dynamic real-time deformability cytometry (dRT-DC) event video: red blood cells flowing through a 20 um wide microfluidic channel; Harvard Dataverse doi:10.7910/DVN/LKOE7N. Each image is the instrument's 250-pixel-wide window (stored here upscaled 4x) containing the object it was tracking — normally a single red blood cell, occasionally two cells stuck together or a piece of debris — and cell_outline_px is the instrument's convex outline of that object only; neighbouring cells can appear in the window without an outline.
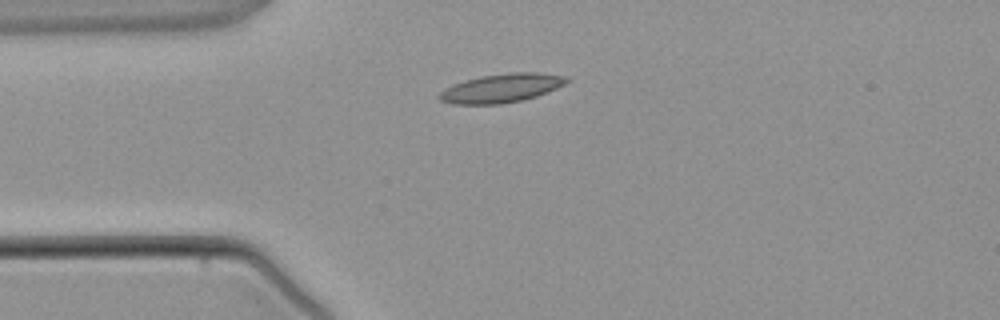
{"species": "common noctule bat (a hibernating species)", "species_latin": "Nyctalus noctula", "temperature_condition": "warm", "stored_images_in_passage": 2, "camera_frame_rate_fps": 3000, "um_per_image_px": 0.085, "animal": {"sex": "male", "body_mass_g": 21.5, "forearm_length_mm": 52.0}, "frame": {"image": 1, "passage_image": 1, "time_ms": 0.0, "image_size_px": [1000, 320], "cell_outline_px": [[572, 80], [548, 92], [524, 100], [500, 104], [452, 104], [440, 100], [436, 96], [444, 88], [452, 84], [480, 76], [512, 72], [536, 72], [568, 76]], "centroid_in_image_um": [42.63, 7.49], "position_along_channel_um": 42.4, "area_um2": 21.56}}
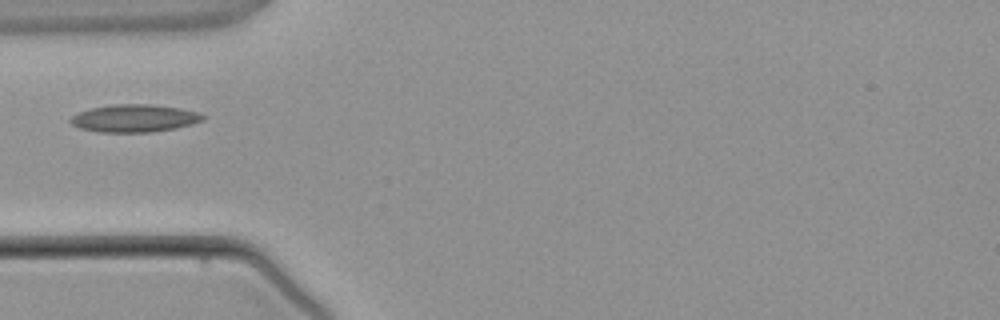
{"frame": {"image": 2, "passage_image": 2, "time_ms": 1.0, "image_size_px": [1000, 320], "cell_outline_px": [[204, 120], [192, 124], [176, 128], [152, 132], [100, 132], [80, 128], [72, 124], [68, 120], [72, 116], [80, 112], [92, 108], [116, 104], [148, 104], [180, 108], [200, 112], [204, 116]], "centroid_in_image_um": [11.45, 10.05], "position_along_channel_um": 73.5, "area_um2": 21.21}}